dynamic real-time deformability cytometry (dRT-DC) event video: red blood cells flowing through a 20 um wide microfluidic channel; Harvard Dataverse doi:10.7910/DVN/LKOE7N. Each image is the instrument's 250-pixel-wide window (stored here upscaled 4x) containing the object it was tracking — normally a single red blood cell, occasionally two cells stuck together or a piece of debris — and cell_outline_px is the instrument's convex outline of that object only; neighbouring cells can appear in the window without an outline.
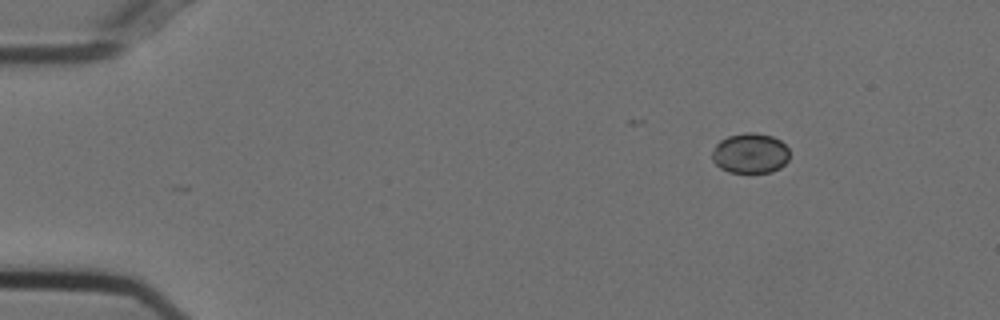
{"species": "Egyptian fruit bat (a non-hibernating species)", "species_latin": "Rousettus aegyptiacus", "temperature_condition": "cold", "stored_images_in_passage": 9, "camera_frame_rate_fps": 3000, "um_per_image_px": 0.085, "animal": {"sex": "female"}, "frame": {"image": 1, "passage_image": 1, "time_ms": 0.0, "image_size_px": [1000, 320], "cell_outline_px": [[788, 160], [780, 168], [772, 172], [728, 172], [720, 168], [712, 160], [712, 152], [716, 144], [720, 140], [728, 136], [744, 132], [752, 132], [772, 136], [780, 140], [788, 148]], "centroid_in_image_um": [63.76, 13.02], "position_along_channel_um": 21.2, "area_um2": 18.15}}